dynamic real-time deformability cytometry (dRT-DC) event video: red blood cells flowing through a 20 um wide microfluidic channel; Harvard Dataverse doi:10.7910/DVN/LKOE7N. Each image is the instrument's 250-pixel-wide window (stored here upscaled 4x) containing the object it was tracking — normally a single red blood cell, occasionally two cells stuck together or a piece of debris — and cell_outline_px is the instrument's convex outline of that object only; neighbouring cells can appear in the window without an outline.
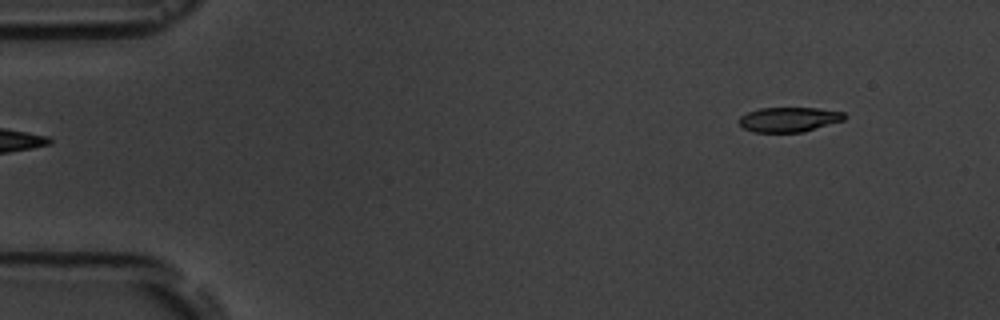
{"species": "common noctule bat (a hibernating species)", "species_latin": "Nyctalus noctula", "temperature_condition": "room temperature", "stored_images_in_passage": 5, "segment_of_instrument_passage": [2, 2], "camera_frame_rate_fps": 3000, "um_per_image_px": 0.085, "animal": {"sex": "male", "body_mass_g": 19.5, "forearm_length_mm": 54.6}, "frame": {"image": 1, "passage_image": 5, "time_ms": 4.667, "image_size_px": [1000, 320], "cell_outline_px": [[848, 116], [844, 120], [804, 132], [752, 132], [744, 128], [740, 124], [740, 116], [748, 112], [760, 108], [816, 108], [844, 112]], "centroid_in_image_um": [67.09, 10.16], "position_along_channel_um": 17.9, "area_um2": 15.2}}